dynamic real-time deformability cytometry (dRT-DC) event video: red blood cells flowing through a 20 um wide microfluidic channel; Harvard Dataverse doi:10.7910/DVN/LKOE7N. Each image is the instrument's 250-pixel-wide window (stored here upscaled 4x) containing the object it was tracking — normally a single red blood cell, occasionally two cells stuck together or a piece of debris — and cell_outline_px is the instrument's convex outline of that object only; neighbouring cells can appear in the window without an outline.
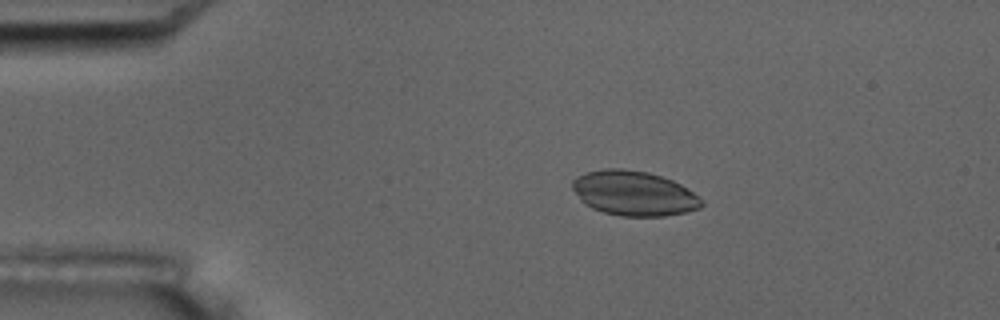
{"species": "common noctule bat (a hibernating species)", "species_latin": "Nyctalus noctula", "temperature_condition": "room temperature", "stored_images_in_passage": 5, "camera_frame_rate_fps": 3000, "um_per_image_px": 0.085, "animal": {"sex": "male", "body_mass_g": 17.5, "forearm_length_mm": 52.3}, "frame": {"image": 1, "passage_image": 4, "time_ms": 3.333, "image_size_px": [1000, 320], "cell_outline_px": [[704, 204], [700, 208], [684, 212], [664, 216], [620, 216], [604, 212], [592, 208], [584, 204], [572, 188], [572, 180], [576, 176], [584, 172], [604, 168], [620, 168], [648, 172], [672, 180], [680, 184], [704, 200]], "centroid_in_image_um": [53.86, 16.42], "position_along_channel_um": 31.1, "area_um2": 33.76}}